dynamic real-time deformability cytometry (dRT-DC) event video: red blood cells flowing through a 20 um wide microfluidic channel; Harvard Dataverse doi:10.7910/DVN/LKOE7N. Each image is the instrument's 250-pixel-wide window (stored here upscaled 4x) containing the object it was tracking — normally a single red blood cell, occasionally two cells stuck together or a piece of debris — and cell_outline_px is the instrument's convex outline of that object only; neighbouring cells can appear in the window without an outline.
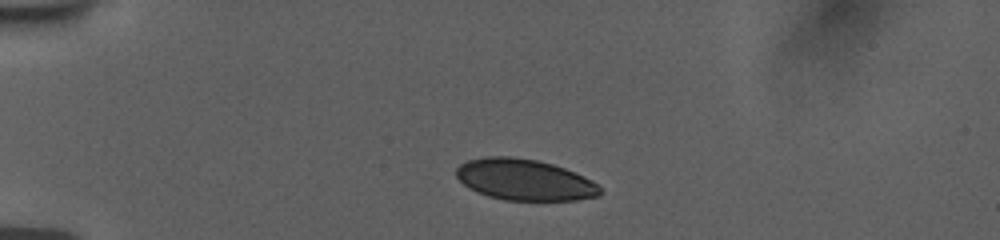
{"species": "human", "species_latin": "Homo sapiens", "temperature_condition": "room temperature", "stored_images_in_passage": 42, "camera_frame_rate_fps": 3000, "um_per_image_px": 0.085, "donor": {"sex": "female"}, "frame": {"image": 1, "passage_image": 1, "time_ms": 0.0, "image_size_px": [1000, 240], "cell_outline_px": [[600, 196], [576, 200], [504, 200], [488, 196], [476, 192], [468, 188], [456, 176], [456, 168], [460, 164], [468, 160], [488, 156], [512, 156], [536, 160], [552, 164], [564, 168], [584, 176], [592, 180], [600, 188]], "centroid_in_image_um": [44.56, 15.28], "position_along_channel_um": 40.4, "area_um2": 34.51}}
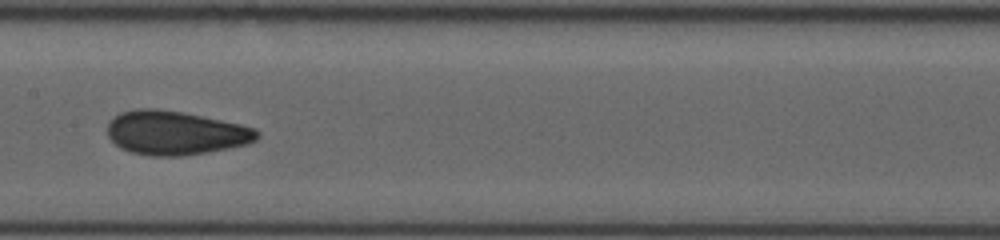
{"frame": {"image": 2, "passage_image": 17, "time_ms": 5.333, "image_size_px": [1000, 240], "cell_outline_px": [[260, 136], [256, 140], [248, 144], [208, 152], [184, 156], [152, 156], [132, 152], [120, 148], [108, 136], [108, 120], [120, 112], [136, 108], [156, 108], [184, 112], [240, 124], [256, 128], [260, 132]], "centroid_in_image_um": [14.92, 11.28], "position_along_channel_um": 192.5, "area_um2": 38.61}}
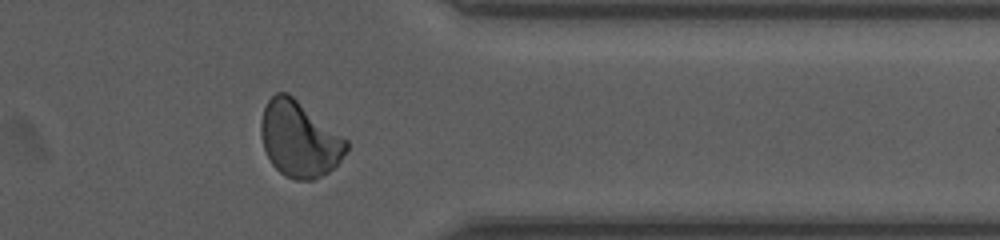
{"frame": {"image": 3, "passage_image": 33, "time_ms": 10.667, "image_size_px": [1000, 240], "cell_outline_px": [[348, 148], [340, 160], [328, 172], [312, 180], [296, 180], [284, 176], [272, 164], [264, 148], [260, 136], [260, 124], [264, 108], [268, 100], [276, 92], [288, 92], [348, 140]], "centroid_in_image_um": [25.43, 11.82], "position_along_channel_um": 386.0, "area_um2": 37.57}, "authors_computed_cell_mechanics": {"area_um2": 36.8475, "velocity_mm_per_s": 3.7516, "shape_relaxation_time_tau1_ms": 5.9012, "shape_relaxation_time_tau2_ms": 0.9736, "deformation_change_tau1": 0.1418, "deformation_change_tau2": 0.0367}}